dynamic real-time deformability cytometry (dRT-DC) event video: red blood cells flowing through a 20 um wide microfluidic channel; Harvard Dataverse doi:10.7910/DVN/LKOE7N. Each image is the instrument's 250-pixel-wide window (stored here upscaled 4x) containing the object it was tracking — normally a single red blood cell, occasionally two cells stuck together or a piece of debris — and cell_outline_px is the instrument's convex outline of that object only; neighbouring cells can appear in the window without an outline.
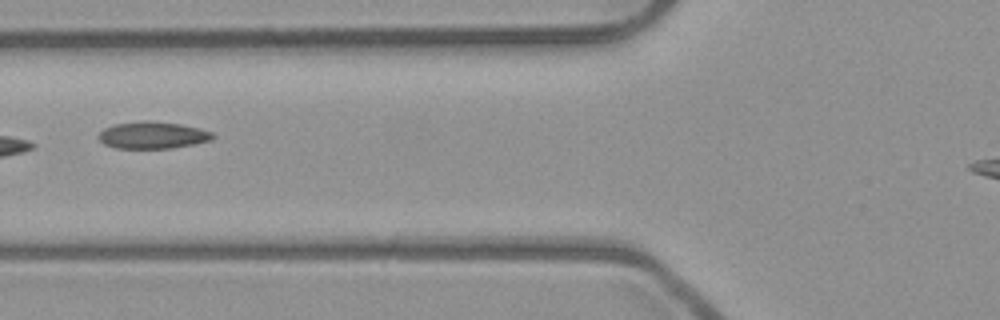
{"species": "common noctule bat (a hibernating species)", "species_latin": "Nyctalus noctula", "temperature_condition": "room temperature", "stored_images_in_passage": 6, "camera_frame_rate_fps": 3000, "um_per_image_px": 0.085, "animal": {"sex": "male", "body_mass_g": 23.1, "forearm_length_mm": 52.7}, "frame": {"image": 1, "passage_image": 5, "time_ms": 1.333, "image_size_px": [1000, 320], "cell_outline_px": [[216, 136], [212, 140], [192, 144], [168, 148], [116, 148], [104, 144], [96, 136], [104, 128], [112, 124], [144, 120], [148, 120], [180, 124], [200, 128], [212, 132]], "centroid_in_image_um": [12.95, 11.47], "position_along_channel_um": 112.8, "area_um2": 18.03}}
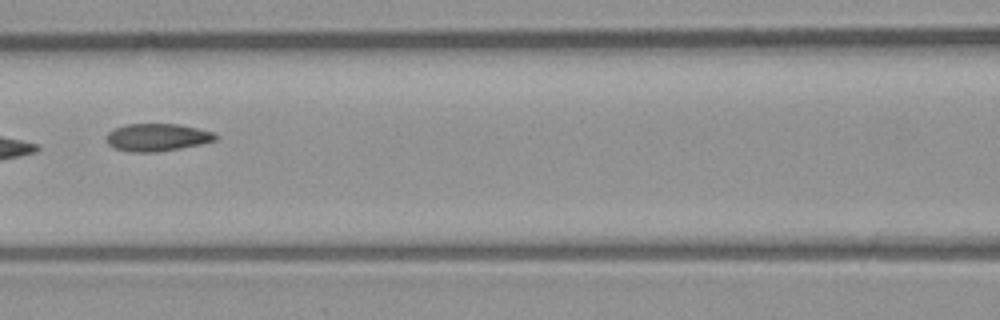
{"frame": {"image": 2, "passage_image": 6, "time_ms": 1.667, "image_size_px": [1000, 320], "cell_outline_px": [[220, 136], [216, 140], [200, 144], [180, 148], [156, 152], [132, 152], [116, 148], [108, 144], [104, 136], [108, 132], [116, 128], [128, 124], [180, 124], [216, 132]], "centroid_in_image_um": [13.4, 11.67], "position_along_channel_um": 153.2, "area_um2": 17.63}}